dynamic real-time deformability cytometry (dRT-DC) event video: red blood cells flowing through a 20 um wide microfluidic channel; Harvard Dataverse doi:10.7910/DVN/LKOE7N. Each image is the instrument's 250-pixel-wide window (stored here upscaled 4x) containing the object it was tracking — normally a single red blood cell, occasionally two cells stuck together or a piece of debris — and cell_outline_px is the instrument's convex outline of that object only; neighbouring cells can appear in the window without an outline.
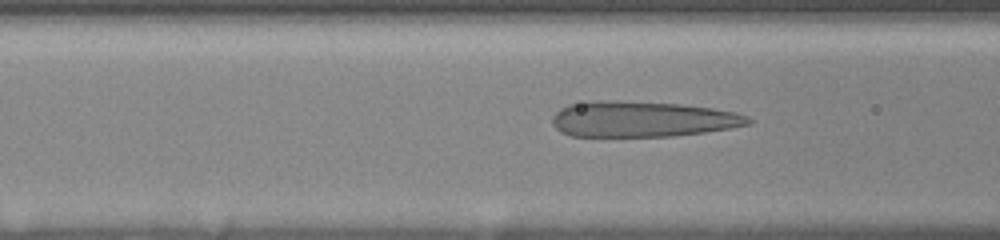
{"species": "human", "species_latin": "Homo sapiens", "temperature_condition": "room temperature", "stored_images_in_passage": 38, "camera_frame_rate_fps": 3000, "um_per_image_px": 0.085, "donor": {"sex": "female"}, "frame": {"image": 1, "passage_image": 9, "time_ms": 2.333, "image_size_px": [1000, 240], "cell_outline_px": [[752, 124], [732, 128], [704, 132], [672, 136], [572, 136], [560, 132], [552, 124], [552, 116], [560, 108], [568, 104], [588, 100], [616, 100], [680, 104], [712, 108], [736, 112], [748, 116], [752, 120]], "centroid_in_image_um": [54.58, 10.11], "position_along_channel_um": 112.0, "area_um2": 41.15}}
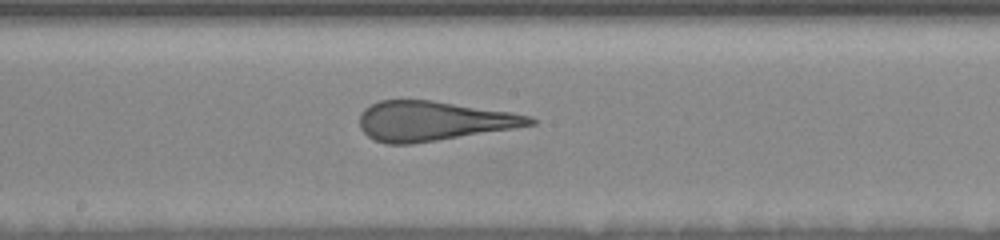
{"frame": {"image": 2, "passage_image": 18, "time_ms": 5.0, "image_size_px": [1000, 240], "cell_outline_px": [[536, 124], [512, 128], [412, 144], [388, 144], [376, 140], [368, 136], [360, 128], [360, 112], [364, 108], [380, 100], [432, 100], [512, 112], [528, 116], [536, 120]], "centroid_in_image_um": [36.79, 10.27], "position_along_channel_um": 211.4, "area_um2": 38.96}}
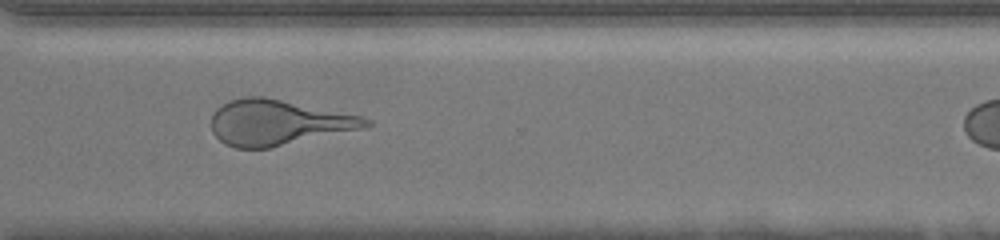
{"frame": {"image": 3, "passage_image": 30, "time_ms": 8.667, "image_size_px": [1000, 240], "cell_outline_px": [[372, 124], [368, 128], [268, 148], [236, 148], [224, 144], [212, 132], [212, 116], [216, 108], [232, 100], [244, 96], [264, 96], [360, 116], [372, 120]], "centroid_in_image_um": [23.65, 10.42], "position_along_channel_um": 347.0, "area_um2": 40.81}, "authors_computed_cell_mechanics": {"area_um2": 40.4022, "velocity_mm_per_s": 3.7075, "shape_relaxation_time_tau1_ms": 5.426, "shape_relaxation_time_tau2_ms": 0.6007, "deformation_change_tau1": 0.2178, "deformation_change_tau2": 0.1232}}